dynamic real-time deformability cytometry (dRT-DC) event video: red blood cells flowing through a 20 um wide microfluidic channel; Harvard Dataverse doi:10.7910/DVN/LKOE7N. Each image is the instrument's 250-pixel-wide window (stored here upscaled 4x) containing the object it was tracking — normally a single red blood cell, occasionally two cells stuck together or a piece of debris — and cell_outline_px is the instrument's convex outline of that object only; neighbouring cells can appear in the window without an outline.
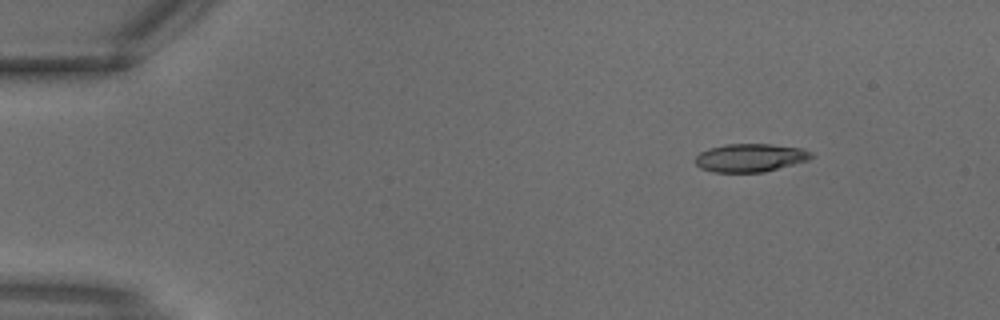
{"species": "common noctule bat (a hibernating species)", "species_latin": "Nyctalus noctula", "temperature_condition": "warm", "stored_images_in_passage": 5, "segment_of_instrument_passage": [2, 2], "camera_frame_rate_fps": 3000, "um_per_image_px": 0.085, "animal": {"sex": "male", "body_mass_g": 18.8}, "frame": {"image": 1, "passage_image": 5, "time_ms": 1.333, "image_size_px": [1000, 320], "cell_outline_px": [[816, 156], [808, 160], [764, 172], [712, 172], [700, 168], [696, 164], [696, 156], [700, 152], [708, 148], [724, 144], [768, 144], [800, 148], [812, 152]], "centroid_in_image_um": [63.76, 13.41], "position_along_channel_um": 21.2, "area_um2": 19.07}}